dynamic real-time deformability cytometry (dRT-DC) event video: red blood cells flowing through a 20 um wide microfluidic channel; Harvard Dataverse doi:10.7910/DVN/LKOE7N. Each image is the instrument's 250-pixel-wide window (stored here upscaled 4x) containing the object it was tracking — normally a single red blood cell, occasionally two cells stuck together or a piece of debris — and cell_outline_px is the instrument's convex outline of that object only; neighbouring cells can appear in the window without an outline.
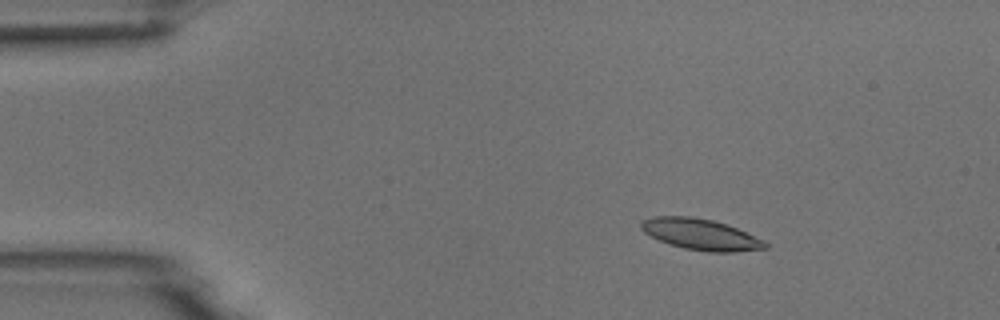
{"species": "common noctule bat (a hibernating species)", "species_latin": "Nyctalus noctula", "temperature_condition": "room temperature", "stored_images_in_passage": 5, "camera_frame_rate_fps": 3000, "um_per_image_px": 0.085, "animal": {"sex": "male", "body_mass_g": 18.8}, "frame": {"image": 1, "passage_image": 3, "time_ms": 2.333, "image_size_px": [1000, 320], "cell_outline_px": [[768, 248], [732, 252], [708, 252], [684, 248], [660, 240], [644, 232], [640, 228], [640, 224], [644, 220], [652, 216], [692, 216], [712, 220], [736, 228], [764, 240], [768, 244]], "centroid_in_image_um": [59.56, 19.92], "position_along_channel_um": 25.4, "area_um2": 22.2}}